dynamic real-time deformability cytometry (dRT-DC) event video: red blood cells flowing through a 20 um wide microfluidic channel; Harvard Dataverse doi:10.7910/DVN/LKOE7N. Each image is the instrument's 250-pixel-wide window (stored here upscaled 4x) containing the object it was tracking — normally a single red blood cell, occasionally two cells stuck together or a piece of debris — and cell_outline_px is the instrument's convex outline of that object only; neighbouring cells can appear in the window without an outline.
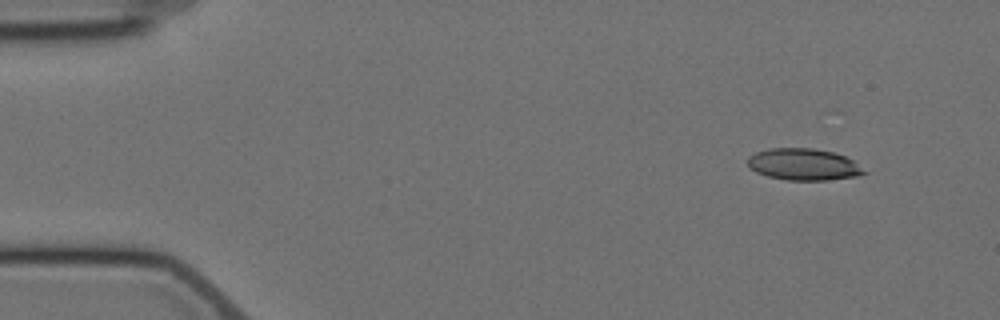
{"species": "Egyptian fruit bat (a non-hibernating species)", "species_latin": "Rousettus aegyptiacus", "temperature_condition": "cold", "stored_images_in_passage": 6, "camera_frame_rate_fps": 3000, "um_per_image_px": 0.085, "animal": {"sex": "female"}, "frame": {"image": 1, "passage_image": 1, "time_ms": 0.0, "image_size_px": [1000, 320], "cell_outline_px": [[868, 172], [856, 176], [828, 180], [788, 180], [768, 176], [756, 172], [748, 168], [748, 156], [756, 152], [768, 148], [812, 148], [832, 152], [844, 156], [852, 160]], "centroid_in_image_um": [68.27, 13.97], "position_along_channel_um": 16.7, "area_um2": 21.44}}
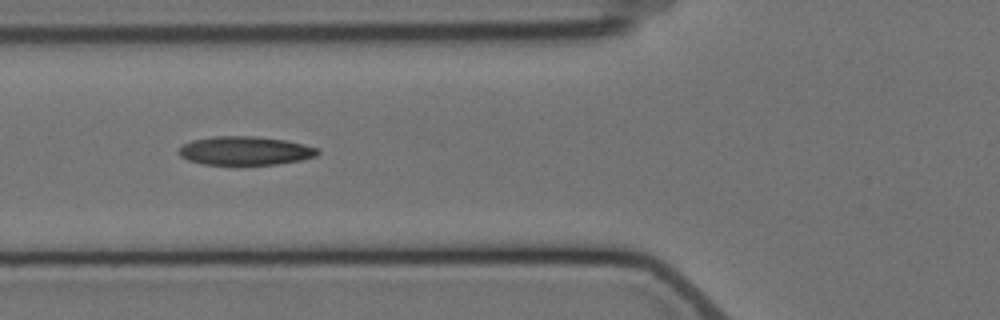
{"frame": {"image": 2, "passage_image": 5, "time_ms": 5.333, "image_size_px": [1000, 320], "cell_outline_px": [[320, 152], [316, 156], [300, 160], [276, 164], [204, 164], [188, 160], [180, 156], [180, 148], [184, 144], [192, 140], [212, 136], [256, 136], [284, 140], [304, 144], [320, 148]], "centroid_in_image_um": [20.87, 12.8], "position_along_channel_um": 104.9, "area_um2": 23.06}}
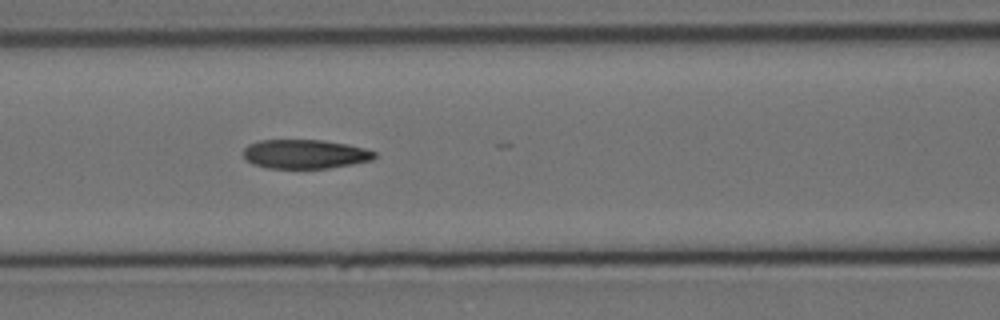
{"frame": {"image": 3, "passage_image": 6, "time_ms": 6.333, "image_size_px": [1000, 320], "cell_outline_px": [[376, 156], [372, 160], [352, 164], [328, 168], [268, 168], [252, 164], [244, 160], [244, 148], [248, 144], [260, 140], [324, 140], [348, 144], [364, 148], [376, 152]], "centroid_in_image_um": [25.91, 13.09], "position_along_channel_um": 140.7, "area_um2": 22.37}}